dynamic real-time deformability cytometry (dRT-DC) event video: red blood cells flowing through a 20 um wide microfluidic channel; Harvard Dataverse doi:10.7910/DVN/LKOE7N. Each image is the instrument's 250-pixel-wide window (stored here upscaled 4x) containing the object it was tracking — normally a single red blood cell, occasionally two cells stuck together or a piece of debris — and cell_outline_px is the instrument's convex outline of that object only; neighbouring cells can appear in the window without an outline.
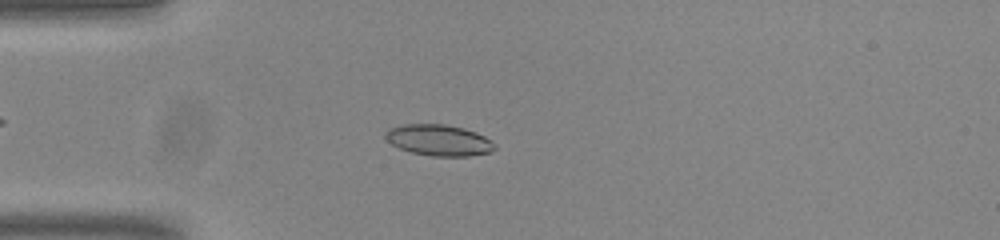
{"species": "common noctule bat (a hibernating species)", "species_latin": "Nyctalus noctula", "temperature_condition": "room temperature", "stored_images_in_passage": 53, "camera_frame_rate_fps": 3000, "um_per_image_px": 0.085, "animal": {"sex": "male", "body_mass_g": 20.0, "forearm_length_mm": 53.3}, "frame": {"image": 1, "passage_image": 14, "time_ms": 4.333, "image_size_px": [1000, 240], "cell_outline_px": [[496, 148], [488, 152], [468, 156], [432, 156], [412, 152], [400, 148], [392, 144], [384, 136], [388, 128], [404, 124], [444, 124], [464, 128], [476, 132], [492, 140], [496, 144]], "centroid_in_image_um": [37.31, 11.9], "position_along_channel_um": 47.7, "area_um2": 19.77}}
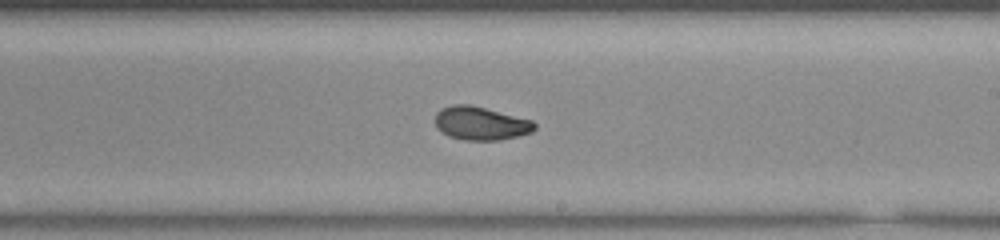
{"frame": {"image": 2, "passage_image": 31, "time_ms": 10.0, "image_size_px": [1000, 240], "cell_outline_px": [[536, 128], [532, 132], [520, 136], [500, 140], [464, 140], [448, 136], [440, 132], [436, 128], [436, 112], [440, 108], [452, 104], [472, 104], [532, 120], [536, 124]], "centroid_in_image_um": [40.85, 10.48], "position_along_channel_um": 248.1, "area_um2": 19.71}}
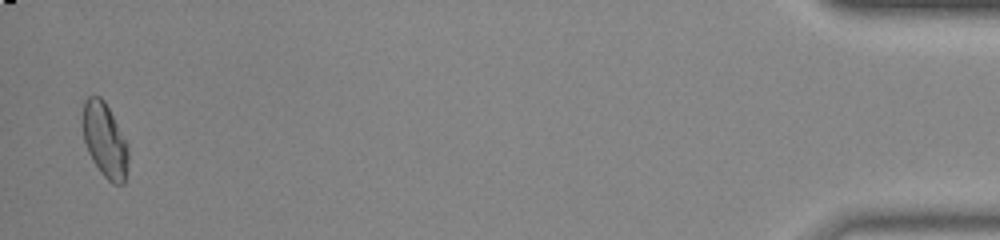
{"frame": {"image": 3, "passage_image": 52, "time_ms": 17.0, "image_size_px": [1000, 240], "cell_outline_px": [[128, 160], [124, 184], [112, 184], [100, 172], [92, 160], [88, 152], [84, 140], [84, 100], [88, 96], [100, 96], [104, 100], [128, 148]], "centroid_in_image_um": [8.9, 11.96], "position_along_channel_um": 426.3, "area_um2": 19.19}, "authors_computed_cell_mechanics": {"area_um2": 19.4208, "velocity_mm_per_s": 3.8151, "shape_relaxation_time_tau1_ms": 7.0762, "shape_relaxation_time_tau2_ms": 1.5509, "deformation_change_tau1": 0.1741, "deformation_change_tau2": 0.0547}}